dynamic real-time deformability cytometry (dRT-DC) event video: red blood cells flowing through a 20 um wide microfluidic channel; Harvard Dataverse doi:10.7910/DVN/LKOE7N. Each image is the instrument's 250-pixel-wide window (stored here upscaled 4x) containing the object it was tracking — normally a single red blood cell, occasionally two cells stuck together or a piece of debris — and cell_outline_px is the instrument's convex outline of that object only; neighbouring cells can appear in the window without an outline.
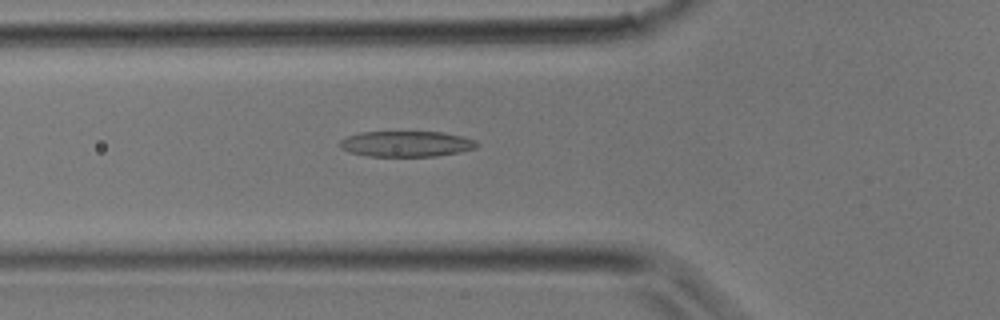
{"species": "common noctule bat (a hibernating species)", "species_latin": "Nyctalus noctula", "temperature_condition": "room temperature", "stored_images_in_passage": 17, "camera_frame_rate_fps": 3000, "um_per_image_px": 0.085, "animal": {"sex": "male", "body_mass_g": 17.9}, "frame": {"image": 1, "passage_image": 8, "time_ms": 2.333, "image_size_px": [1000, 320], "cell_outline_px": [[480, 144], [476, 148], [460, 152], [436, 156], [368, 156], [348, 152], [340, 148], [340, 140], [348, 136], [360, 132], [444, 132], [464, 136], [476, 140]], "centroid_in_image_um": [34.57, 12.23], "position_along_channel_um": 91.2, "area_um2": 20.69}}
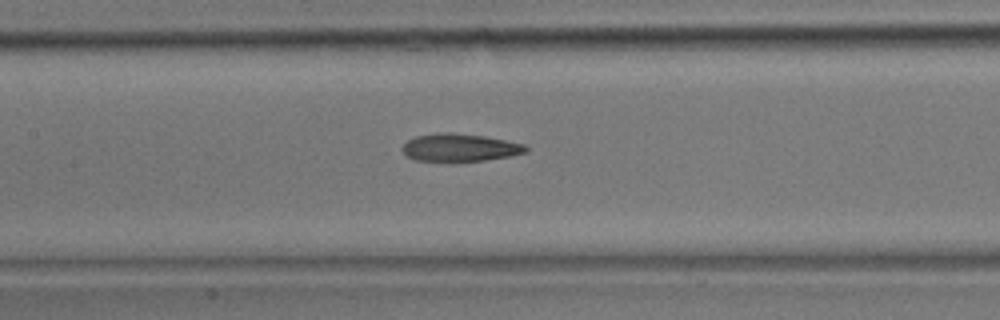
{"frame": {"image": 2, "passage_image": 12, "time_ms": 3.667, "image_size_px": [1000, 320], "cell_outline_px": [[528, 152], [508, 156], [484, 160], [456, 164], [416, 160], [408, 156], [400, 148], [408, 140], [416, 136], [440, 132], [444, 132], [484, 136], [524, 144], [528, 148]], "centroid_in_image_um": [39.05, 12.58], "position_along_channel_um": 168.3, "area_um2": 20.4}}
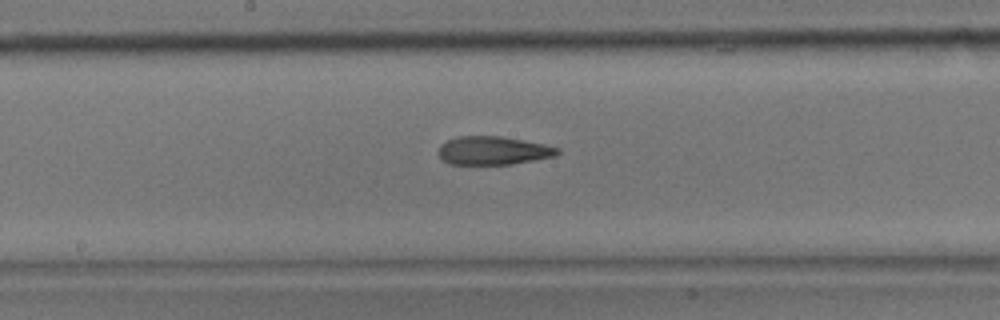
{"frame": {"image": 3, "passage_image": 14, "time_ms": 4.333, "image_size_px": [1000, 320], "cell_outline_px": [[560, 152], [556, 156], [512, 164], [448, 164], [436, 152], [440, 144], [448, 140], [460, 136], [500, 136], [524, 140], [544, 144], [560, 148]], "centroid_in_image_um": [41.92, 12.8], "position_along_channel_um": 206.3, "area_um2": 19.77}}